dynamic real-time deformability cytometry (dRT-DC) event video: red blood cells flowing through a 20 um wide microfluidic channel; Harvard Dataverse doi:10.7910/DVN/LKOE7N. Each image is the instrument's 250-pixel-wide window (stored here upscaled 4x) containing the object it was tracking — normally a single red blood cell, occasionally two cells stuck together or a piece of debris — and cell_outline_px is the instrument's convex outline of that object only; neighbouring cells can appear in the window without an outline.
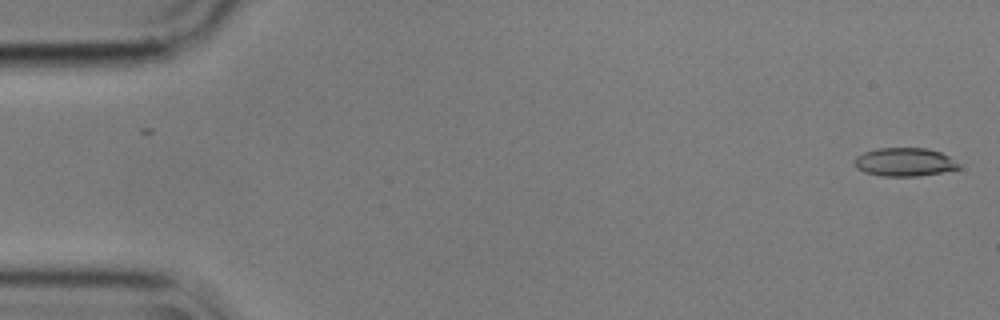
{"species": "common noctule bat (a hibernating species)", "species_latin": "Nyctalus noctula", "temperature_condition": "cold", "stored_images_in_passage": 5, "camera_frame_rate_fps": 3000, "um_per_image_px": 0.085, "animal": {"sex": "male", "body_mass_g": 17.9}, "frame": {"image": 1, "passage_image": 1, "time_ms": 0.0, "image_size_px": [1000, 320], "cell_outline_px": [[960, 168], [940, 172], [916, 176], [880, 176], [864, 172], [856, 168], [856, 156], [864, 152], [880, 148], [928, 148], [940, 152], [948, 156], [960, 164]], "centroid_in_image_um": [76.88, 13.77], "position_along_channel_um": 8.1, "area_um2": 17.11}}
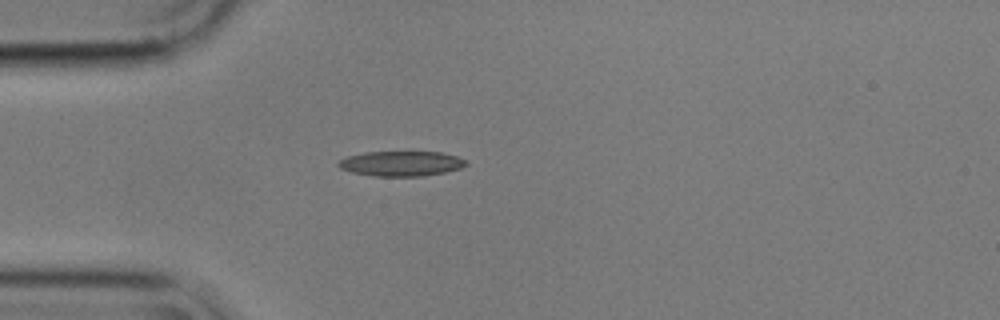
{"frame": {"image": 2, "passage_image": 5, "time_ms": 1.333, "image_size_px": [1000, 320], "cell_outline_px": [[468, 164], [460, 168], [444, 172], [424, 176], [376, 176], [352, 172], [340, 168], [336, 164], [340, 160], [348, 156], [364, 152], [440, 152], [456, 156], [464, 160]], "centroid_in_image_um": [34.08, 13.9], "position_along_channel_um": 50.9, "area_um2": 18.44}}